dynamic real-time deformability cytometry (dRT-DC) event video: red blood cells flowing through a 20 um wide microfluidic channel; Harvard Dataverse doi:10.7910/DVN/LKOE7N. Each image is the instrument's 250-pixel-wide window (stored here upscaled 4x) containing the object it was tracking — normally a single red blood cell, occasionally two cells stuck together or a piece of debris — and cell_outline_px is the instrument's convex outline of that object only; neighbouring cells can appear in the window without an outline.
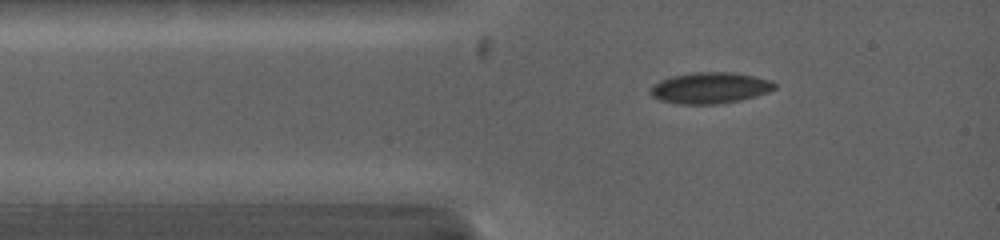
{"species": "common noctule bat (a hibernating species)", "species_latin": "Nyctalus noctula", "temperature_condition": "warm", "stored_images_in_passage": 9, "camera_frame_rate_fps": 5000, "um_per_image_px": 0.085, "animal": {"sex": "female", "body_mass_g": 19.0, "forearm_length_mm": 53.3}, "frame": {"image": 1, "passage_image": 2, "time_ms": 0.6, "image_size_px": [1000, 240], "cell_outline_px": [[776, 88], [768, 92], [756, 96], [740, 100], [716, 104], [680, 104], [660, 100], [652, 96], [648, 92], [648, 88], [652, 84], [668, 76], [692, 72], [736, 72], [756, 76], [772, 80], [776, 84]], "centroid_in_image_um": [60.32, 7.45], "position_along_channel_um": 24.7, "area_um2": 23.0}}
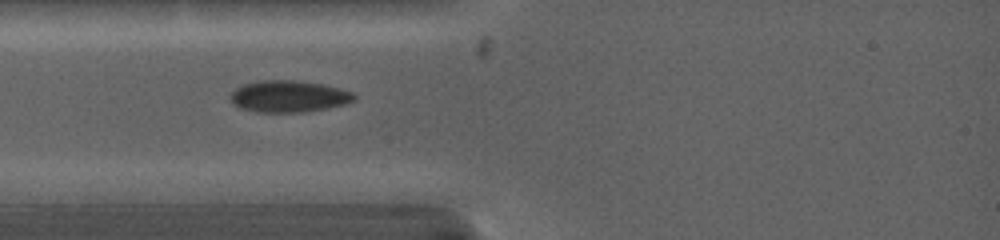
{"frame": {"image": 2, "passage_image": 4, "time_ms": 1.8, "image_size_px": [1000, 240], "cell_outline_px": [[356, 100], [344, 104], [328, 108], [304, 112], [256, 112], [240, 108], [232, 104], [228, 96], [236, 88], [244, 84], [256, 80], [296, 80], [324, 84], [352, 92], [356, 96]], "centroid_in_image_um": [24.51, 8.19], "position_along_channel_um": 60.5, "area_um2": 23.12}}